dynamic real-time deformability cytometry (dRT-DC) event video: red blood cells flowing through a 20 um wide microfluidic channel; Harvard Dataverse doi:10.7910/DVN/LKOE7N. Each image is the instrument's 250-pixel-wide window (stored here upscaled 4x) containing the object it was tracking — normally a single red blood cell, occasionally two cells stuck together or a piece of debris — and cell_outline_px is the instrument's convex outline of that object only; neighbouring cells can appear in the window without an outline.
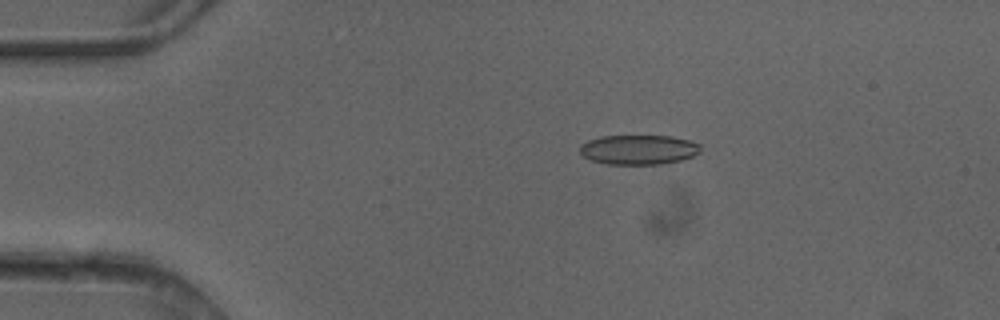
{"species": "common noctule bat (a hibernating species)", "species_latin": "Nyctalus noctula", "temperature_condition": "cold", "stored_images_in_passage": 4, "camera_frame_rate_fps": 3000, "um_per_image_px": 0.085, "animal": {"sex": "female"}, "frame": {"image": 1, "passage_image": 3, "time_ms": 0.667, "image_size_px": [1000, 320], "cell_outline_px": [[700, 152], [692, 156], [680, 160], [660, 164], [608, 164], [592, 160], [584, 156], [580, 152], [580, 144], [588, 140], [600, 136], [672, 136], [688, 140], [700, 144]], "centroid_in_image_um": [54.27, 12.71], "position_along_channel_um": 30.7, "area_um2": 20.75}}